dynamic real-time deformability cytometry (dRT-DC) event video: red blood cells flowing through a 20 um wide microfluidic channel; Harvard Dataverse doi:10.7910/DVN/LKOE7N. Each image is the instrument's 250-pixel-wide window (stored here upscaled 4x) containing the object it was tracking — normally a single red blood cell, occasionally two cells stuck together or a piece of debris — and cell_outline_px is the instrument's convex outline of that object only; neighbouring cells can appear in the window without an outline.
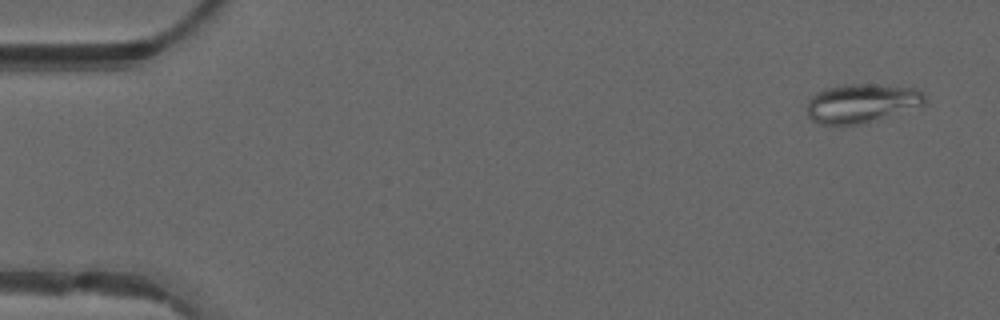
{"species": "common noctule bat (a hibernating species)", "species_latin": "Nyctalus noctula", "temperature_condition": "warm", "stored_images_in_passage": 40, "camera_frame_rate_fps": 3000, "um_per_image_px": 0.085, "animal": {"sex": "male", "forearm_length_mm": 52.5}, "frame": {"image": 1, "passage_image": 3, "time_ms": 0.667, "image_size_px": [1000, 320], "cell_outline_px": [[928, 100], [924, 104], [864, 124], [816, 124], [808, 116], [804, 104], [816, 92], [824, 88], [844, 84], [868, 84], [916, 88], [924, 92]], "centroid_in_image_um": [73.19, 8.77], "position_along_channel_um": 11.8, "area_um2": 26.99}}
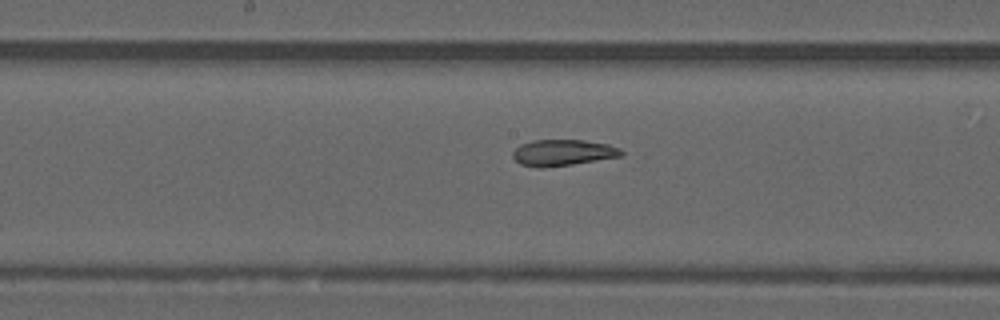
{"frame": {"image": 2, "passage_image": 26, "time_ms": 8.333, "image_size_px": [1000, 320], "cell_outline_px": [[628, 152], [624, 156], [572, 164], [544, 168], [536, 168], [520, 164], [512, 156], [512, 152], [520, 144], [532, 140], [584, 140], [608, 144], [620, 148]], "centroid_in_image_um": [47.88, 12.98], "position_along_channel_um": 200.3, "area_um2": 16.88}}
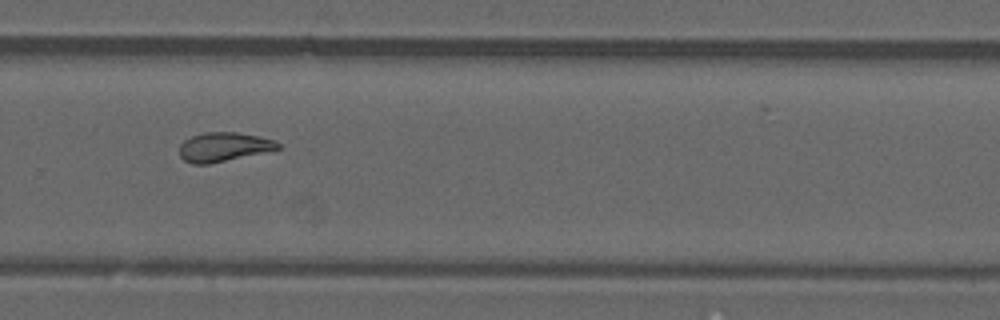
{"frame": {"image": 3, "passage_image": 34, "time_ms": 11.0, "image_size_px": [1000, 320], "cell_outline_px": [[280, 148], [208, 164], [192, 164], [184, 160], [180, 156], [180, 144], [184, 140], [192, 136], [204, 132], [236, 132], [260, 136], [272, 140], [280, 144]], "centroid_in_image_um": [18.96, 12.48], "position_along_channel_um": 310.8, "area_um2": 16.42}}